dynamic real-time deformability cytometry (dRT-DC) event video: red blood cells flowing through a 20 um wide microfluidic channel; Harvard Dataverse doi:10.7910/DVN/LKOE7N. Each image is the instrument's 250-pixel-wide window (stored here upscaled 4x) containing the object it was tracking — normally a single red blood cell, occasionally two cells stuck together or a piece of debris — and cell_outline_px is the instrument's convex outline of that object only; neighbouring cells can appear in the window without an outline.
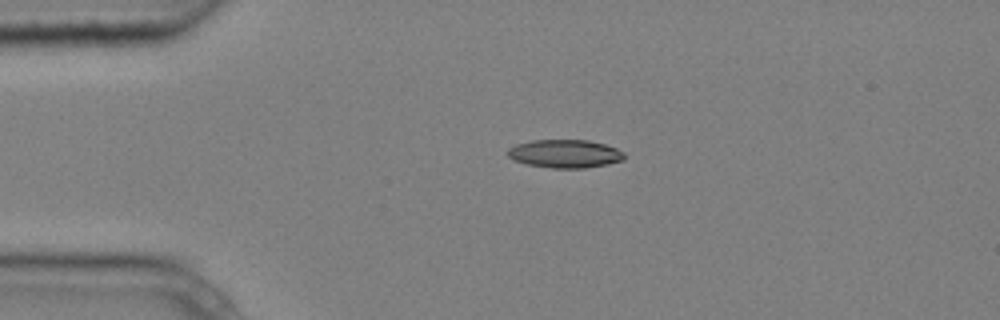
{"species": "common noctule bat (a hibernating species)", "species_latin": "Nyctalus noctula", "temperature_condition": "cold", "stored_images_in_passage": 9, "camera_frame_rate_fps": 3000, "um_per_image_px": 0.085, "animal": {"sex": "male", "body_mass_g": 20.4}, "frame": {"image": 1, "passage_image": 2, "time_ms": 0.333, "image_size_px": [1000, 320], "cell_outline_px": [[624, 160], [608, 164], [584, 168], [552, 168], [528, 164], [512, 160], [508, 156], [508, 148], [516, 144], [532, 140], [588, 140], [604, 144], [616, 148], [624, 152]], "centroid_in_image_um": [48.02, 13.06], "position_along_channel_um": 37.0, "area_um2": 19.19}}
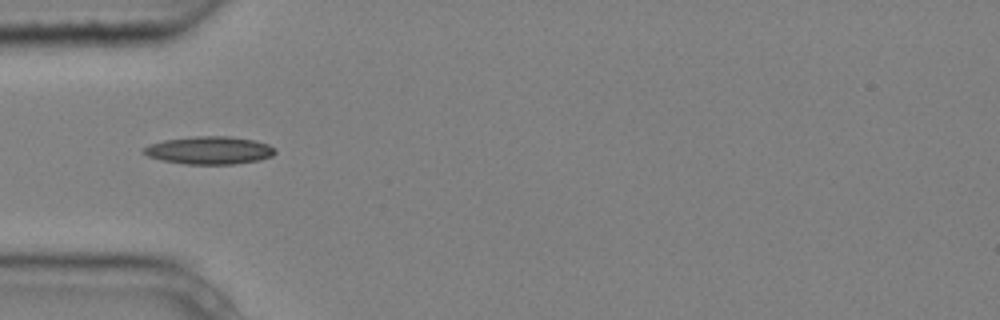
{"frame": {"image": 2, "passage_image": 4, "time_ms": 1.0, "image_size_px": [1000, 320], "cell_outline_px": [[276, 152], [272, 156], [260, 160], [232, 164], [184, 164], [164, 160], [148, 156], [140, 152], [148, 144], [164, 140], [192, 136], [232, 136], [256, 140], [268, 144], [276, 148]], "centroid_in_image_um": [17.81, 12.76], "position_along_channel_um": 67.2, "area_um2": 21.5}}
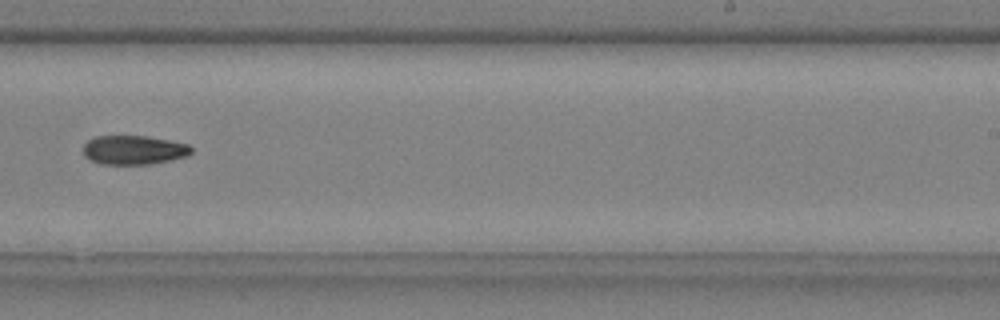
{"frame": {"image": 3, "passage_image": 9, "time_ms": 2.667, "image_size_px": [1000, 320], "cell_outline_px": [[192, 152], [188, 156], [172, 160], [148, 164], [100, 164], [84, 156], [84, 144], [88, 140], [96, 136], [148, 136], [188, 144], [192, 148]], "centroid_in_image_um": [11.39, 12.75], "position_along_channel_um": 277.6, "area_um2": 18.32}}